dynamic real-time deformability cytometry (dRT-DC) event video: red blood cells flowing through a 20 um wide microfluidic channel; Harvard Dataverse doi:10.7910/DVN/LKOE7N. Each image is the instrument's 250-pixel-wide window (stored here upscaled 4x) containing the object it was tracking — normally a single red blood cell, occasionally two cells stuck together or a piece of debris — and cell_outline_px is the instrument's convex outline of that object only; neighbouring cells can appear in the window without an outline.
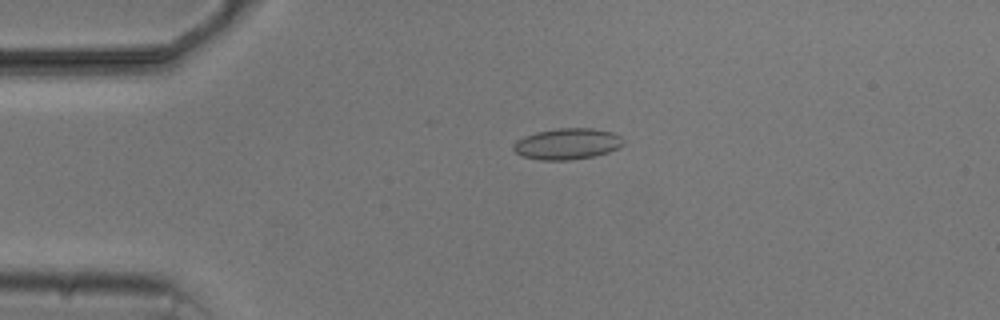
{"species": "common noctule bat (a hibernating species)", "species_latin": "Nyctalus noctula", "temperature_condition": "cold", "stored_images_in_passage": 5, "camera_frame_rate_fps": 3000, "um_per_image_px": 0.085, "animal": {"sex": "male", "body_mass_g": 20.5, "forearm_length_mm": 52.5}, "frame": {"image": 1, "passage_image": 4, "time_ms": 3.667, "image_size_px": [1000, 320], "cell_outline_px": [[624, 144], [620, 148], [608, 152], [592, 156], [568, 160], [540, 160], [520, 156], [512, 148], [512, 144], [516, 140], [524, 136], [536, 132], [556, 128], [592, 128], [612, 132], [620, 136], [624, 140]], "centroid_in_image_um": [48.19, 12.22], "position_along_channel_um": 36.8, "area_um2": 20.11}}